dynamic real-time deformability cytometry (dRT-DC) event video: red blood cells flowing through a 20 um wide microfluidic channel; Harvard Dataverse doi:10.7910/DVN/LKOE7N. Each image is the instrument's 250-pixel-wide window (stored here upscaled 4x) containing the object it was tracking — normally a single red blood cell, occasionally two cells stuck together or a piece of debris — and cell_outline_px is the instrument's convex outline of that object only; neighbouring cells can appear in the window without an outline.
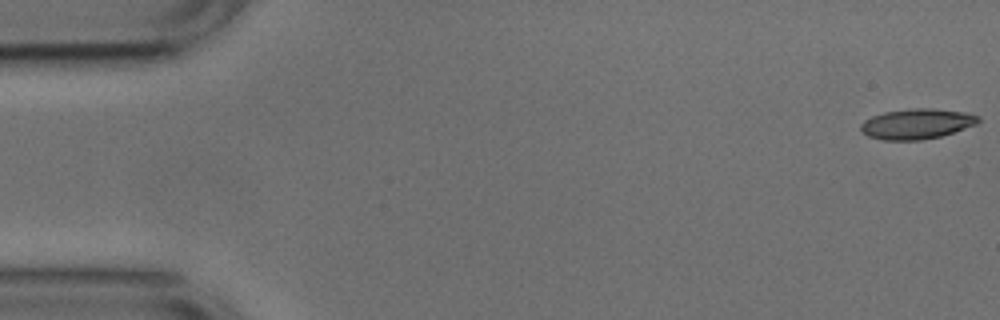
{"species": "common noctule bat (a hibernating species)", "species_latin": "Nyctalus noctula", "temperature_condition": "cold", "stored_images_in_passage": 38, "camera_frame_rate_fps": 3000, "um_per_image_px": 0.085, "animal": {"sex": "male", "body_mass_g": 17.9, "forearm_length_mm": 54.2}, "frame": {"image": 1, "passage_image": 1, "time_ms": 0.0, "image_size_px": [1000, 320], "cell_outline_px": [[980, 120], [976, 124], [940, 136], [920, 140], [880, 140], [868, 136], [860, 132], [860, 124], [864, 120], [872, 116], [884, 112], [908, 108], [932, 108], [968, 112], [980, 116]], "centroid_in_image_um": [77.89, 10.52], "position_along_channel_um": 7.1, "area_um2": 20.92}}
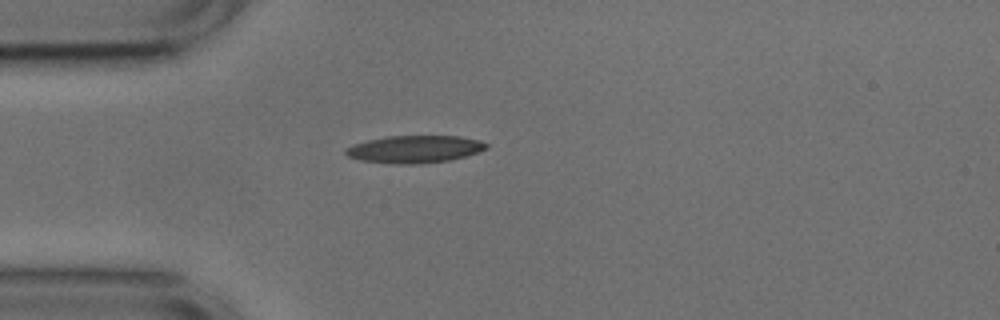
{"frame": {"image": 2, "passage_image": 14, "time_ms": 4.333, "image_size_px": [1000, 320], "cell_outline_px": [[488, 148], [464, 156], [448, 160], [420, 164], [392, 164], [360, 160], [348, 156], [344, 152], [344, 148], [352, 144], [368, 140], [388, 136], [460, 136], [480, 140], [488, 144]], "centroid_in_image_um": [35.21, 12.68], "position_along_channel_um": 49.8, "area_um2": 22.48}}
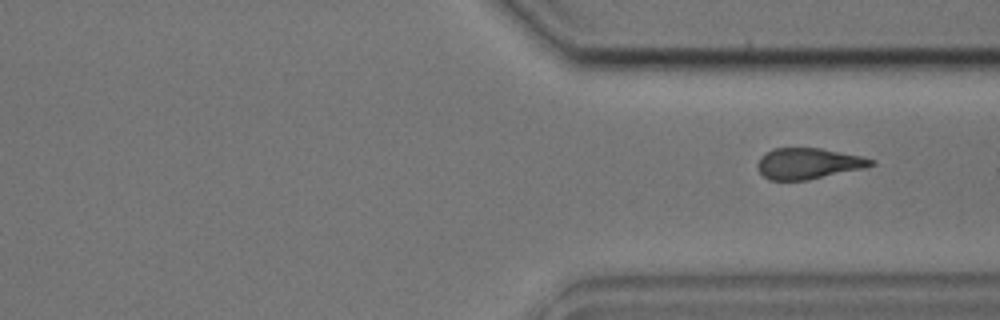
{"frame": {"image": 3, "passage_image": 38, "time_ms": 12.333, "image_size_px": [1000, 320], "cell_outline_px": [[876, 164], [868, 168], [808, 180], [768, 180], [756, 168], [756, 164], [760, 156], [772, 148], [820, 148], [864, 156], [876, 160]], "centroid_in_image_um": [68.75, 13.9], "position_along_channel_um": 342.7, "area_um2": 20.98}}